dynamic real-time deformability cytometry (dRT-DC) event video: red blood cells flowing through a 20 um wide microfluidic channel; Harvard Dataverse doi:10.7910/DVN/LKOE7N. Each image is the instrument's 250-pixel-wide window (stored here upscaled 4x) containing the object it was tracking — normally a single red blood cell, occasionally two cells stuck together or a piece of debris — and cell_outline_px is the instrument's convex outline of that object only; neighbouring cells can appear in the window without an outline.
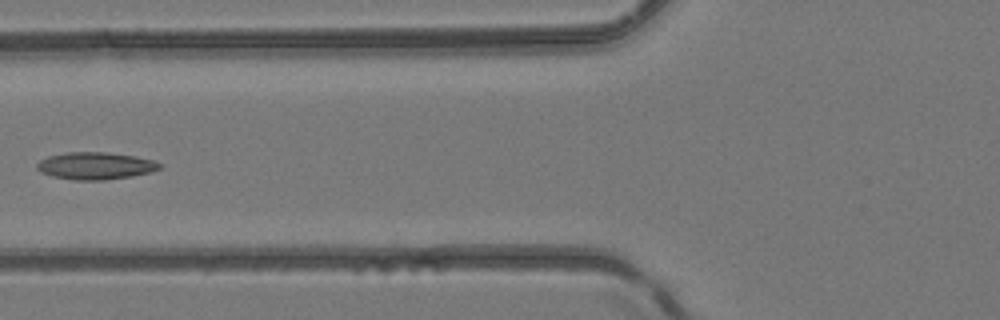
{"species": "common noctule bat (a hibernating species)", "species_latin": "Nyctalus noctula", "temperature_condition": "room temperature", "stored_images_in_passage": 6, "camera_frame_rate_fps": 3000, "um_per_image_px": 0.085, "animal": {"sex": "female", "body_mass_g": 24.6, "forearm_length_mm": 56.2}, "frame": {"image": 1, "passage_image": 5, "time_ms": 5.667, "image_size_px": [1000, 320], "cell_outline_px": [[160, 168], [152, 172], [132, 176], [104, 180], [76, 180], [52, 176], [40, 172], [36, 168], [36, 164], [40, 160], [48, 156], [68, 152], [108, 152], [136, 156], [152, 160], [160, 164]], "centroid_in_image_um": [8.1, 14.09], "position_along_channel_um": 117.7, "area_um2": 19.48}}
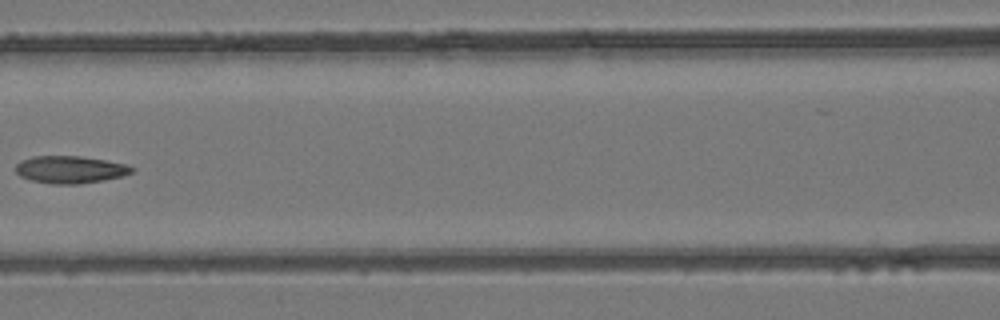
{"frame": {"image": 2, "passage_image": 6, "time_ms": 6.667, "image_size_px": [1000, 320], "cell_outline_px": [[136, 168], [132, 172], [124, 176], [104, 180], [80, 184], [52, 184], [32, 180], [20, 176], [16, 172], [16, 164], [20, 160], [32, 156], [80, 156], [128, 164]], "centroid_in_image_um": [5.99, 14.41], "position_along_channel_um": 160.6, "area_um2": 18.67}}